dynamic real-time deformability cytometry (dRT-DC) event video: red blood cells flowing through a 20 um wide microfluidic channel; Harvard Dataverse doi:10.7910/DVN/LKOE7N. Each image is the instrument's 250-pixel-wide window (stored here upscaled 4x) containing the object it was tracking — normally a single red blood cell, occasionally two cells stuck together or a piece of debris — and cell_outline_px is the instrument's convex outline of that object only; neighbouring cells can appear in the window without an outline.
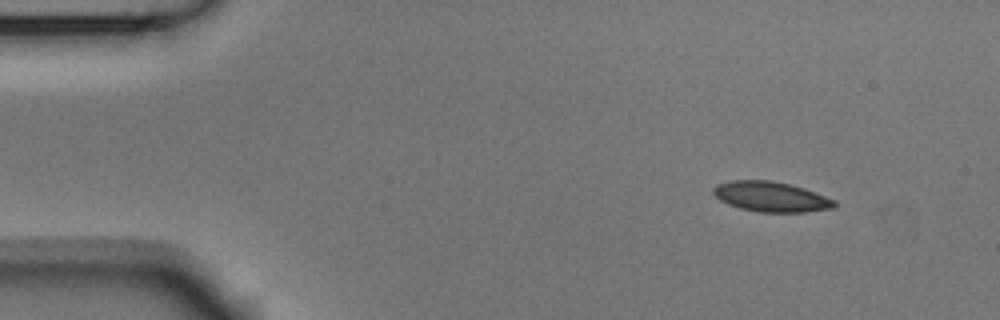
{"species": "Egyptian fruit bat (a non-hibernating species)", "species_latin": "Rousettus aegyptiacus", "temperature_condition": "room temperature", "stored_images_in_passage": 48, "camera_frame_rate_fps": 3000, "um_per_image_px": 0.085, "animal": {"sex": "male"}, "frame": {"image": 1, "passage_image": 1, "time_ms": 0.0, "image_size_px": [1000, 320], "cell_outline_px": [[836, 204], [832, 208], [804, 212], [760, 212], [740, 208], [728, 204], [720, 200], [712, 192], [712, 188], [716, 184], [732, 180], [772, 180], [804, 188], [836, 200]], "centroid_in_image_um": [65.51, 16.71], "position_along_channel_um": 19.5, "area_um2": 21.21}}
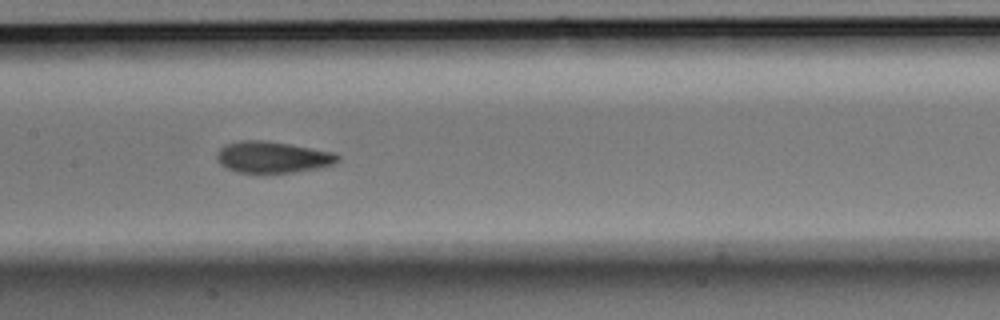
{"frame": {"image": 2, "passage_image": 21, "time_ms": 6.667, "image_size_px": [1000, 320], "cell_outline_px": [[340, 160], [332, 164], [316, 168], [292, 172], [236, 172], [224, 168], [216, 160], [216, 152], [224, 144], [240, 140], [264, 140], [288, 144], [332, 152], [340, 156]], "centroid_in_image_um": [23.09, 13.35], "position_along_channel_um": 184.3, "area_um2": 22.02}}
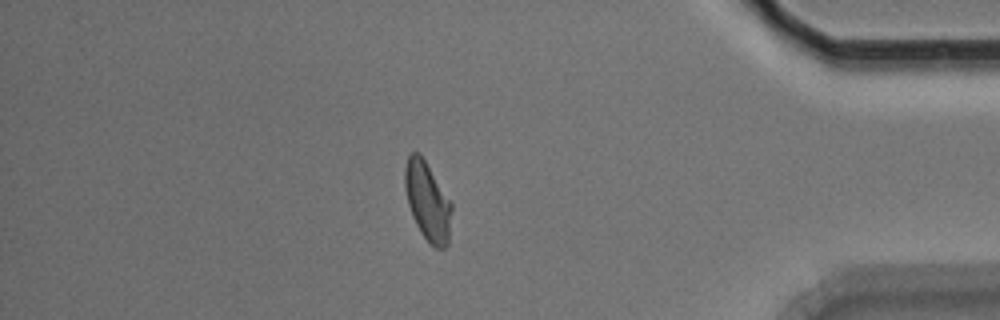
{"frame": {"image": 3, "passage_image": 41, "time_ms": 13.333, "image_size_px": [1000, 320], "cell_outline_px": [[452, 208], [448, 244], [444, 248], [436, 248], [420, 232], [412, 216], [408, 204], [404, 188], [404, 168], [408, 156], [412, 152], [420, 152], [452, 204]], "centroid_in_image_um": [36.32, 17.09], "position_along_channel_um": 398.9, "area_um2": 21.33}, "authors_computed_cell_mechanics": {"area_um2": 21.6172, "velocity_mm_per_s": 3.751, "shape_relaxation_time_tau1_ms": 4.6372, "shape_relaxation_time_tau2_ms": 2.1508, "deformation_change_tau1": 0.1178, "deformation_change_tau2": 0.0665}}